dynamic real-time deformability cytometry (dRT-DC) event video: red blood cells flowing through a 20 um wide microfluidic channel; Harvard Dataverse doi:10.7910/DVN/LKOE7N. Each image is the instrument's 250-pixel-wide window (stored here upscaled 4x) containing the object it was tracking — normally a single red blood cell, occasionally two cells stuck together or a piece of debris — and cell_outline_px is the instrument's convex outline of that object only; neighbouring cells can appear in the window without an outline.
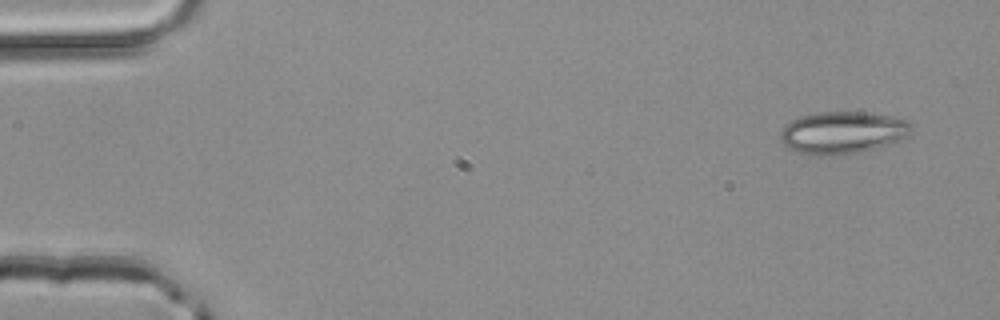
{"species": "common noctule bat (a hibernating species)", "species_latin": "Nyctalus noctula", "temperature_condition": "room temperature", "stored_images_in_passage": 4, "camera_frame_rate_fps": 3000, "um_per_image_px": 0.085, "animal": {"sex": "male", "body_mass_g": 20.4}, "frame": {"image": 1, "passage_image": 1, "time_ms": 0.0, "image_size_px": [1000, 320], "cell_outline_px": [[912, 128], [908, 136], [900, 140], [888, 144], [856, 152], [832, 156], [800, 152], [788, 148], [780, 140], [780, 132], [792, 120], [800, 116], [816, 112], [868, 112], [908, 120], [912, 124]], "centroid_in_image_um": [71.63, 11.25], "position_along_channel_um": 13.4, "area_um2": 31.91}}